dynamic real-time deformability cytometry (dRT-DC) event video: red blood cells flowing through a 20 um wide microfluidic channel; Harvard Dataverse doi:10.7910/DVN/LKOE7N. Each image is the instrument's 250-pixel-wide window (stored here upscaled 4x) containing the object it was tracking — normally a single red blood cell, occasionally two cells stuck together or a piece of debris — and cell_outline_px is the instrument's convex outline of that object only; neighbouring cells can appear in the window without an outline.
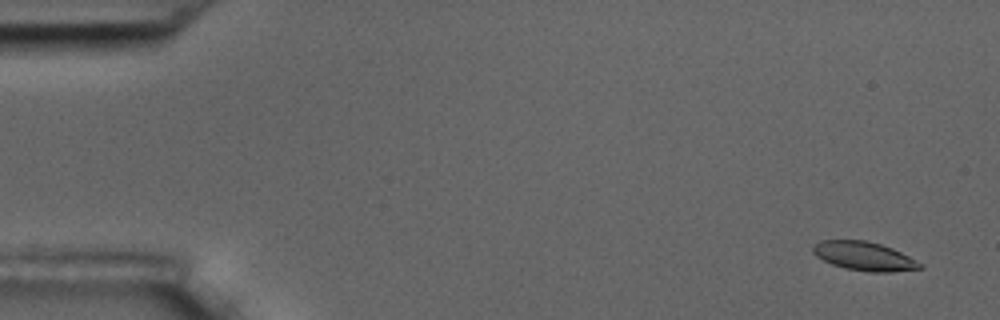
{"species": "common noctule bat (a hibernating species)", "species_latin": "Nyctalus noctula", "temperature_condition": "room temperature", "stored_images_in_passage": 5, "camera_frame_rate_fps": 3000, "um_per_image_px": 0.085, "animal": {"sex": "male", "body_mass_g": 17.5, "forearm_length_mm": 52.3}, "frame": {"image": 1, "passage_image": 1, "time_ms": 0.0, "image_size_px": [1000, 320], "cell_outline_px": [[924, 268], [892, 272], [872, 272], [844, 268], [832, 264], [816, 256], [812, 252], [812, 244], [820, 240], [868, 240], [892, 248], [924, 264]], "centroid_in_image_um": [73.44, 21.77], "position_along_channel_um": 11.6, "area_um2": 18.09}}
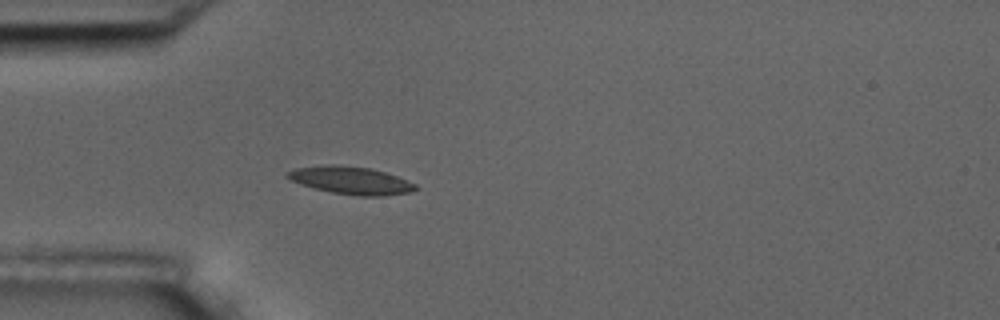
{"frame": {"image": 2, "passage_image": 5, "time_ms": 4.667, "image_size_px": [1000, 320], "cell_outline_px": [[420, 188], [412, 192], [384, 196], [360, 196], [332, 192], [300, 184], [284, 176], [284, 172], [296, 168], [328, 164], [336, 164], [372, 168], [396, 176], [416, 184]], "centroid_in_image_um": [29.83, 15.33], "position_along_channel_um": 55.2, "area_um2": 20.75}}